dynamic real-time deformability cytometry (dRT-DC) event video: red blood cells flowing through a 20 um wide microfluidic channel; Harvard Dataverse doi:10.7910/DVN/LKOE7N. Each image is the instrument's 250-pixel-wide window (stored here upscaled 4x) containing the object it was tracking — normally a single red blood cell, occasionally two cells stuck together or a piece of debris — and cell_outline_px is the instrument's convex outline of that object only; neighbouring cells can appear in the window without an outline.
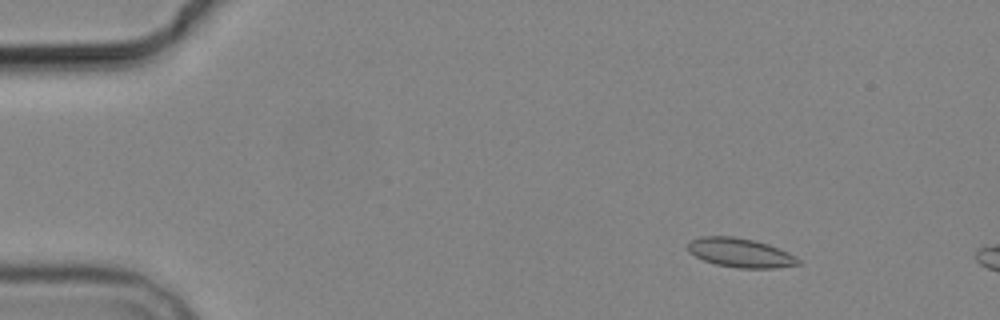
{"species": "common noctule bat (a hibernating species)", "species_latin": "Nyctalus noctula", "temperature_condition": "cold", "stored_images_in_passage": 5, "camera_frame_rate_fps": 3000, "um_per_image_px": 0.085, "animal": {"sex": "male", "body_mass_g": 19.2, "forearm_length_mm": 51.8}, "frame": {"image": 1, "passage_image": 2, "time_ms": 1.333, "image_size_px": [1000, 320], "cell_outline_px": [[800, 264], [776, 268], [736, 268], [716, 264], [704, 260], [688, 252], [688, 244], [692, 240], [700, 236], [732, 236], [756, 240], [768, 244], [788, 252], [796, 256], [800, 260]], "centroid_in_image_um": [62.94, 21.48], "position_along_channel_um": 22.1, "area_um2": 18.79}}